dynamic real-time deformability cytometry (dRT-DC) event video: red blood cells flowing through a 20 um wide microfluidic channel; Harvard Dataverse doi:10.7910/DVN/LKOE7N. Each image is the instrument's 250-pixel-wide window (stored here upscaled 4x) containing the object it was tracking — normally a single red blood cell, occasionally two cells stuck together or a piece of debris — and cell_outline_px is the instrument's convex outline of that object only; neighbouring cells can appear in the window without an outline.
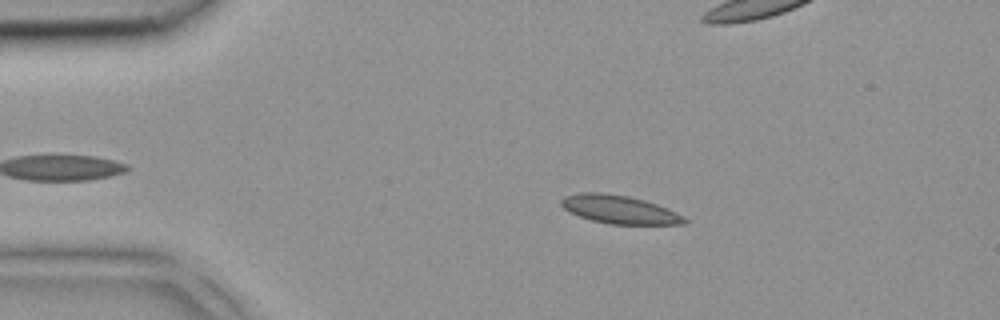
{"species": "common noctule bat (a hibernating species)", "species_latin": "Nyctalus noctula", "temperature_condition": "room temperature", "stored_images_in_passage": 6, "camera_frame_rate_fps": 3000, "um_per_image_px": 0.085, "animal": {"sex": "female", "body_mass_g": 18.4}, "frame": {"image": 1, "passage_image": 2, "time_ms": 0.333, "image_size_px": [1000, 320], "cell_outline_px": [[688, 220], [684, 224], [608, 224], [592, 220], [580, 216], [564, 208], [560, 204], [560, 200], [564, 196], [580, 192], [600, 192], [628, 196], [644, 200], [668, 208], [684, 216]], "centroid_in_image_um": [52.65, 17.8], "position_along_channel_um": 32.3, "area_um2": 20.23}}